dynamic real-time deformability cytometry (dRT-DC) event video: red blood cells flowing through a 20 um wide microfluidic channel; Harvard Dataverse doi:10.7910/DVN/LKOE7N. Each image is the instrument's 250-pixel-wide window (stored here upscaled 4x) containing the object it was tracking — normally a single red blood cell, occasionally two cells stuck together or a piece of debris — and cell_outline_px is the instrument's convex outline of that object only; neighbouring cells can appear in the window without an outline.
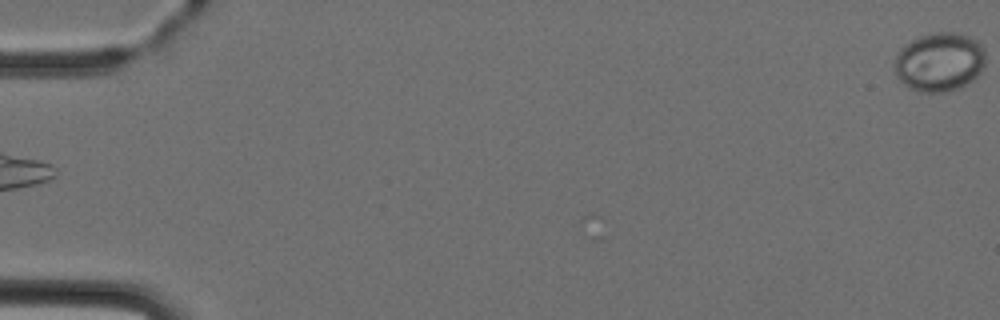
{"species": "Egyptian fruit bat (a non-hibernating species)", "species_latin": "Rousettus aegyptiacus", "temperature_condition": "cold", "stored_images_in_passage": 4, "camera_frame_rate_fps": 3000, "um_per_image_px": 0.085, "animal": {"sex": "female"}, "frame": {"image": 1, "passage_image": 4, "time_ms": 3.333, "image_size_px": [1000, 320], "cell_outline_px": [[984, 64], [980, 72], [972, 80], [960, 88], [944, 92], [916, 92], [908, 88], [896, 76], [896, 56], [900, 48], [912, 40], [920, 36], [932, 32], [952, 32], [968, 36], [976, 40], [984, 48]], "centroid_in_image_um": [79.84, 5.27], "position_along_channel_um": 5.2, "area_um2": 31.21}}